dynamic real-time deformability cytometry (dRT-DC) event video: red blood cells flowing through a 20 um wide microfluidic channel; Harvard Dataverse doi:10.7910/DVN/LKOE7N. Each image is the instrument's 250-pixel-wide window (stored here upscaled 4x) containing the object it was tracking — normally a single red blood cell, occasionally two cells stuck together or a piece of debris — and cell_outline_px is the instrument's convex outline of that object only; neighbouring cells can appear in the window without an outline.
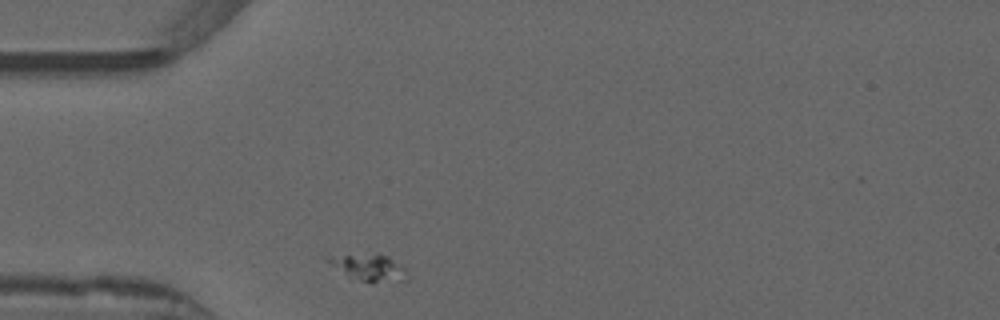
{"species": "common noctule bat (a hibernating species)", "species_latin": "Nyctalus noctula", "temperature_condition": "warm", "stored_images_in_passage": 41, "camera_frame_rate_fps": 3000, "um_per_image_px": 0.085, "animal": {"sex": "male", "forearm_length_mm": 52.5}, "frame": {"image": 1, "passage_image": 1, "time_ms": 0.0, "image_size_px": [1000, 320], "cell_outline_px": [[408, 280], [372, 284], [348, 276], [324, 260], [324, 256], [380, 252], [388, 256], [400, 264], [404, 268], [408, 276]], "centroid_in_image_um": [31.37, 22.72], "position_along_channel_um": 53.6, "area_um2": 12.83}}
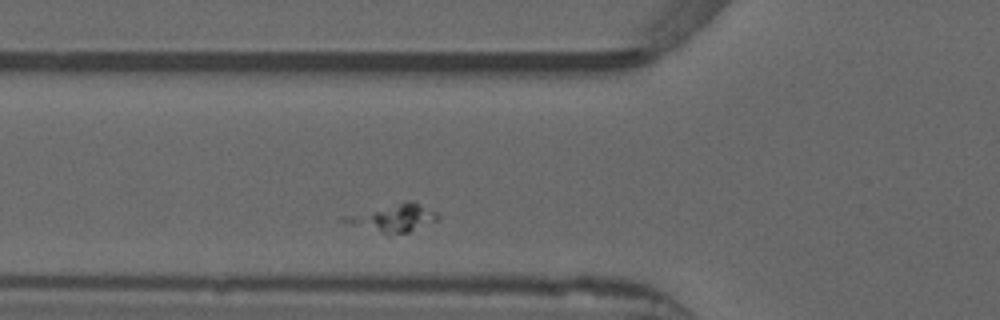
{"frame": {"image": 2, "passage_image": 5, "time_ms": 1.333, "image_size_px": [1000, 320], "cell_outline_px": [[440, 216], [436, 220], [408, 232], [388, 236], [340, 220], [340, 216], [404, 200], [416, 204], [436, 212]], "centroid_in_image_um": [33.35, 18.53], "position_along_channel_um": 92.5, "area_um2": 14.97}}
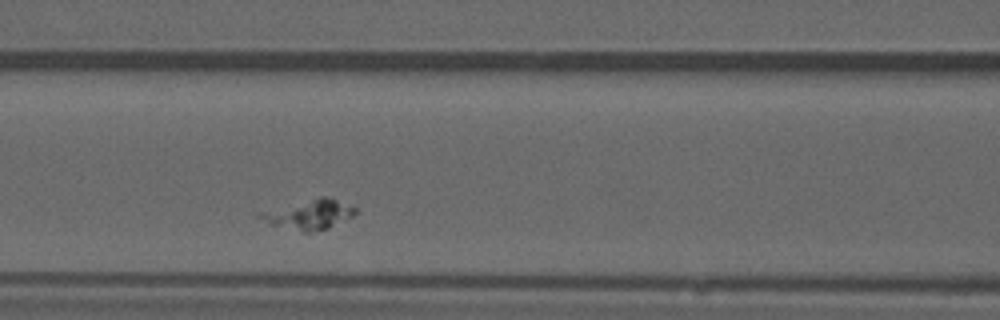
{"frame": {"image": 3, "passage_image": 9, "time_ms": 2.667, "image_size_px": [1000, 320], "cell_outline_px": [[356, 212], [352, 216], [328, 228], [308, 232], [304, 232], [272, 224], [256, 216], [256, 212], [320, 196], [328, 196], [356, 208]], "centroid_in_image_um": [26.25, 18.2], "position_along_channel_um": 140.4, "area_um2": 16.24}}